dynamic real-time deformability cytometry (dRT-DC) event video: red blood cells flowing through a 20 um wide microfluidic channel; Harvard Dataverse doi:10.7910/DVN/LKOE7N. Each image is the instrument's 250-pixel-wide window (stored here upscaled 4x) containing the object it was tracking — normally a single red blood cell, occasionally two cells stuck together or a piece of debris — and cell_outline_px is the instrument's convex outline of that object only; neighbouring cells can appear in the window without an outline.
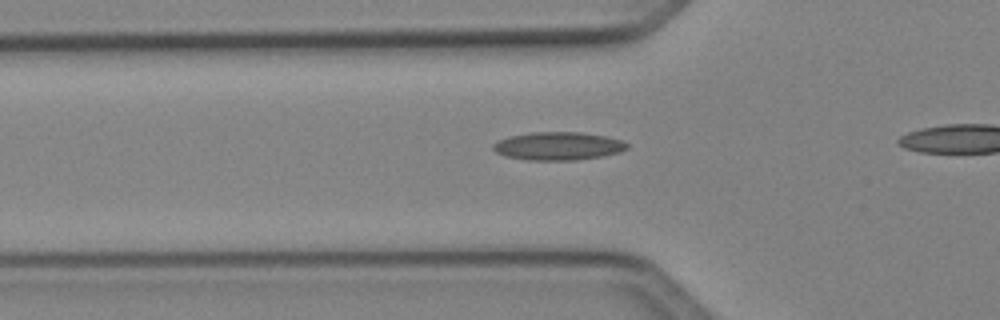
{"species": "Egyptian fruit bat (a non-hibernating species)", "species_latin": "Rousettus aegyptiacus", "temperature_condition": "cold", "stored_images_in_passage": 36, "camera_frame_rate_fps": 3000, "um_per_image_px": 0.085, "animal": {"sex": "female"}, "frame": {"image": 1, "passage_image": 13, "time_ms": 4.0, "image_size_px": [1000, 320], "cell_outline_px": [[628, 148], [620, 152], [604, 156], [576, 160], [528, 160], [504, 156], [496, 152], [492, 148], [492, 144], [508, 136], [532, 132], [580, 132], [604, 136], [624, 140], [628, 144]], "centroid_in_image_um": [47.45, 12.41], "position_along_channel_um": 78.3, "area_um2": 22.08}}
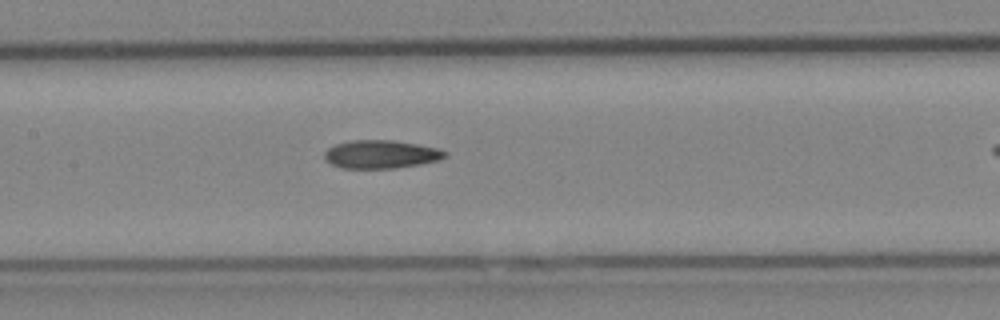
{"frame": {"image": 2, "passage_image": 20, "time_ms": 6.333, "image_size_px": [1000, 320], "cell_outline_px": [[448, 156], [440, 160], [420, 164], [392, 168], [344, 168], [332, 164], [324, 156], [324, 152], [328, 148], [336, 144], [348, 140], [396, 140], [440, 148], [448, 152]], "centroid_in_image_um": [32.44, 13.1], "position_along_channel_um": 175.0, "area_um2": 19.94}}
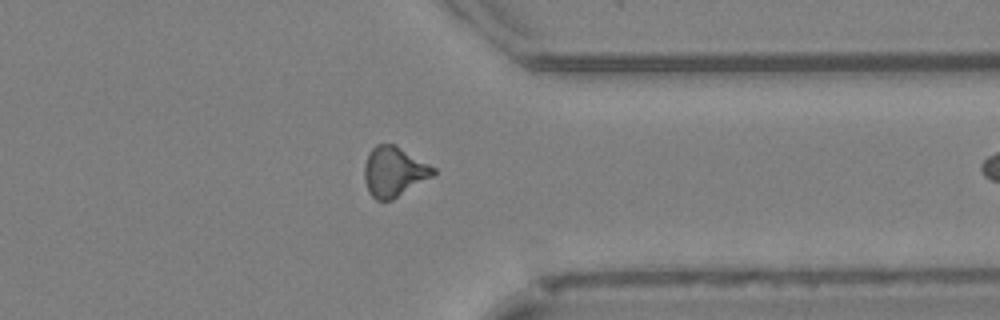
{"frame": {"image": 3, "passage_image": 35, "time_ms": 11.333, "image_size_px": [1000, 320], "cell_outline_px": [[436, 172], [432, 176], [392, 200], [376, 200], [368, 192], [364, 180], [364, 164], [368, 152], [376, 144], [396, 144], [436, 168]], "centroid_in_image_um": [33.46, 14.57], "position_along_channel_um": 377.9, "area_um2": 20.17}}